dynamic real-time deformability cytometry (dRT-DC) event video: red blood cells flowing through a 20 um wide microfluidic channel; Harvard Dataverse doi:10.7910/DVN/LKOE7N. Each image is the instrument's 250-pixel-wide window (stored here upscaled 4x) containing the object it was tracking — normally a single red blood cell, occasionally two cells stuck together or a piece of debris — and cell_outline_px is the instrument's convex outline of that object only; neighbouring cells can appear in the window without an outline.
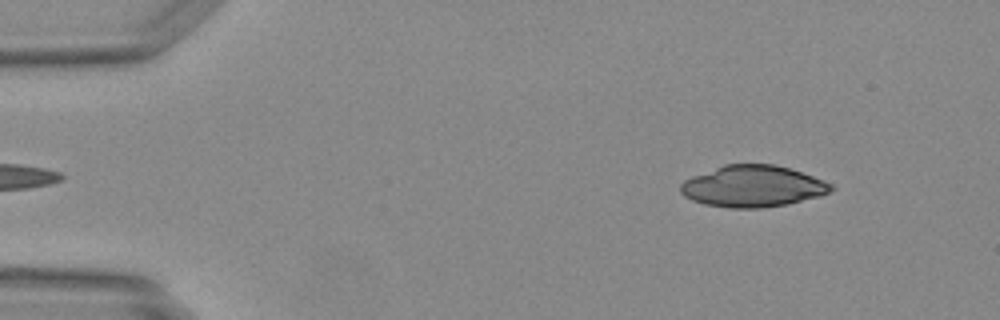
{"species": "Egyptian fruit bat (a non-hibernating species)", "species_latin": "Rousettus aegyptiacus", "temperature_condition": "warm", "stored_images_in_passage": 17, "camera_frame_rate_fps": 3000, "um_per_image_px": 0.085, "animal": {"sex": "female"}, "frame": {"image": 1, "passage_image": 1, "time_ms": 0.0, "image_size_px": [1000, 320], "cell_outline_px": [[836, 188], [832, 192], [820, 196], [788, 204], [760, 208], [732, 208], [704, 204], [692, 200], [684, 196], [680, 192], [680, 184], [684, 180], [692, 176], [724, 164], [772, 164], [788, 168], [824, 180], [832, 184]], "centroid_in_image_um": [63.99, 15.84], "position_along_channel_um": 21.0, "area_um2": 36.47}}